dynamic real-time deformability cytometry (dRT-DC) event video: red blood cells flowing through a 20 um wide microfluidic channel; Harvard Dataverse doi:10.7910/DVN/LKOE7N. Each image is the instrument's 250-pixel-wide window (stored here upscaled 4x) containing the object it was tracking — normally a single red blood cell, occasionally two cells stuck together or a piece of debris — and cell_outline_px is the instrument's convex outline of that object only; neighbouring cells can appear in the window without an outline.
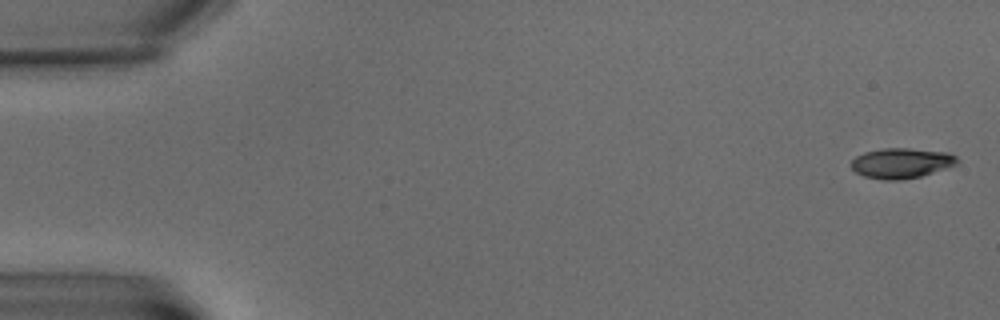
{"species": "common noctule bat (a hibernating species)", "species_latin": "Nyctalus noctula", "temperature_condition": "warm", "stored_images_in_passage": 7, "camera_frame_rate_fps": 3000, "um_per_image_px": 0.085, "animal": {"sex": "male", "body_mass_g": 15.6}, "frame": {"image": 1, "passage_image": 1, "time_ms": 0.0, "image_size_px": [1000, 320], "cell_outline_px": [[960, 164], [920, 176], [900, 180], [884, 180], [864, 176], [856, 172], [852, 168], [852, 160], [856, 156], [864, 152], [884, 148], [908, 148], [948, 152], [956, 156], [960, 160]], "centroid_in_image_um": [76.66, 13.86], "position_along_channel_um": 8.3, "area_um2": 18.73}}
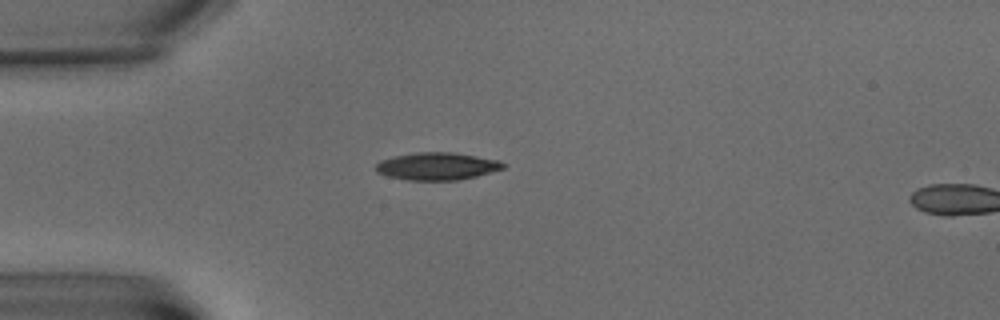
{"frame": {"image": 2, "passage_image": 6, "time_ms": 6.0, "image_size_px": [1000, 320], "cell_outline_px": [[504, 168], [476, 176], [460, 180], [408, 180], [388, 176], [376, 172], [376, 164], [380, 160], [392, 156], [416, 152], [452, 152], [500, 160], [504, 164]], "centroid_in_image_um": [37.12, 14.12], "position_along_channel_um": 47.9, "area_um2": 20.4}}